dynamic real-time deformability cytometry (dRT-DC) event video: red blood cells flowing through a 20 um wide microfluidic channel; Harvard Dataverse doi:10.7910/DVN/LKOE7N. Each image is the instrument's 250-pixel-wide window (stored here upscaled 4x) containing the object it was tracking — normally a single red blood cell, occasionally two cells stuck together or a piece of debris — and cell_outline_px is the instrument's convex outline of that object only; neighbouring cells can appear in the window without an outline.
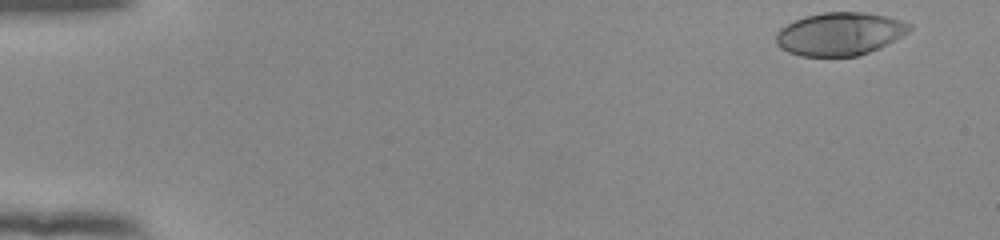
{"species": "human", "species_latin": "Homo sapiens", "temperature_condition": "room temperature", "stored_images_in_passage": 51, "camera_frame_rate_fps": 3000, "um_per_image_px": 0.085, "donor": {"sex": "female"}, "frame": {"image": 1, "passage_image": 1, "time_ms": 0.0, "image_size_px": [1000, 240], "cell_outline_px": [[912, 28], [908, 32], [880, 48], [856, 56], [800, 56], [788, 52], [780, 48], [776, 44], [776, 32], [780, 28], [804, 16], [824, 12], [864, 12], [888, 16], [912, 24]], "centroid_in_image_um": [71.37, 2.88], "position_along_channel_um": 13.6, "area_um2": 33.47}}
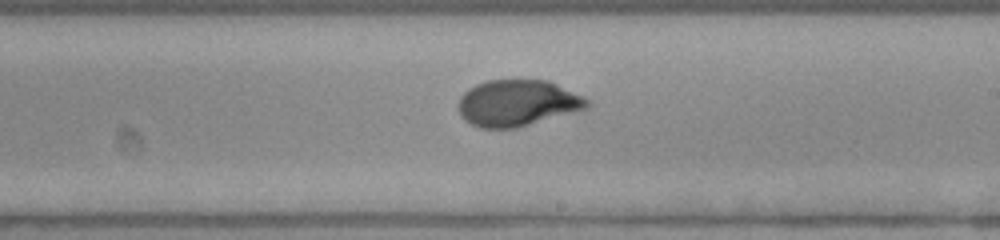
{"frame": {"image": 2, "passage_image": 30, "time_ms": 9.667, "image_size_px": [1000, 240], "cell_outline_px": [[592, 104], [588, 108], [516, 128], [480, 128], [464, 120], [460, 116], [460, 96], [468, 88], [476, 84], [488, 80], [548, 80], [592, 100]], "centroid_in_image_um": [44.01, 8.75], "position_along_channel_um": 245.0, "area_um2": 34.8}}
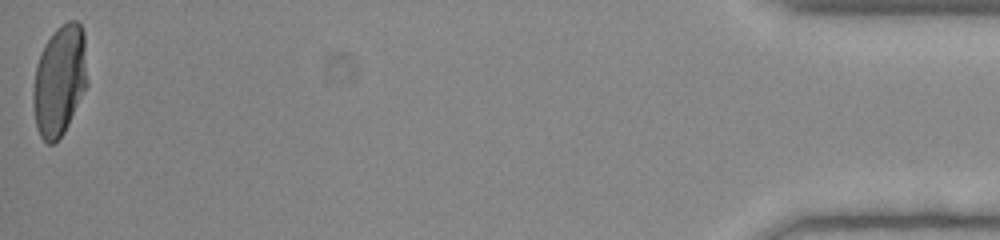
{"frame": {"image": 3, "passage_image": 51, "time_ms": 16.667, "image_size_px": [1000, 240], "cell_outline_px": [[88, 84], [64, 132], [52, 144], [48, 144], [40, 136], [36, 124], [32, 104], [32, 88], [36, 64], [40, 52], [44, 44], [56, 28], [68, 20], [76, 20], [80, 24], [84, 32]], "centroid_in_image_um": [5.05, 6.8], "position_along_channel_um": 430.1, "area_um2": 35.26}, "authors_computed_cell_mechanics": {"area_um2": 34.3332, "velocity_mm_per_s": 3.899, "shape_relaxation_time_tau1_ms": 5.0139, "shape_relaxation_time_tau2_ms": null, "deformation_change_tau1": 0.2331, "deformation_change_tau2": null}}